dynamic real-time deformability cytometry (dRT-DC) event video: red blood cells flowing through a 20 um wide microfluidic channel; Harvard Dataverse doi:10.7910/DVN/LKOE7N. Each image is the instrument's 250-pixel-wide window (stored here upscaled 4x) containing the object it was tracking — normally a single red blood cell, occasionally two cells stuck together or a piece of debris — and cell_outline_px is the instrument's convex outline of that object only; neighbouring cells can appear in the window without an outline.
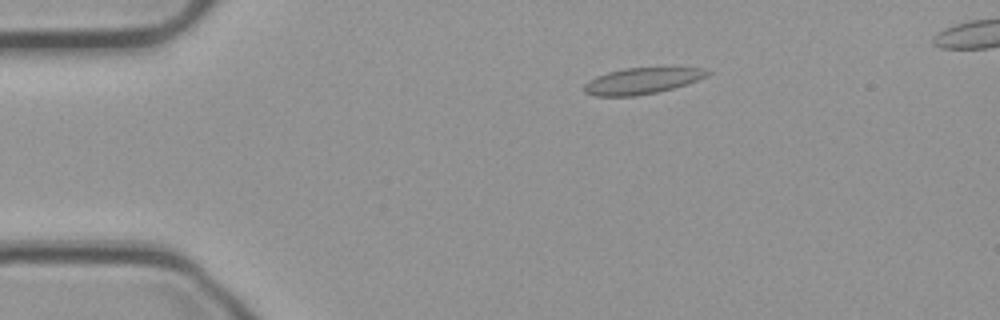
{"species": "common noctule bat (a hibernating species)", "species_latin": "Nyctalus noctula", "temperature_condition": "cold", "stored_images_in_passage": 54, "camera_frame_rate_fps": 3000, "um_per_image_px": 0.085, "animal": {"sex": "male", "body_mass_g": 23.1, "forearm_length_mm": 52.7}, "frame": {"image": 1, "passage_image": 10, "time_ms": 3.0, "image_size_px": [1000, 320], "cell_outline_px": [[712, 72], [708, 76], [688, 84], [656, 92], [636, 96], [592, 96], [584, 92], [584, 84], [588, 80], [596, 76], [608, 72], [624, 68], [668, 64], [704, 68]], "centroid_in_image_um": [54.67, 6.81], "position_along_channel_um": 30.3, "area_um2": 20.0}}
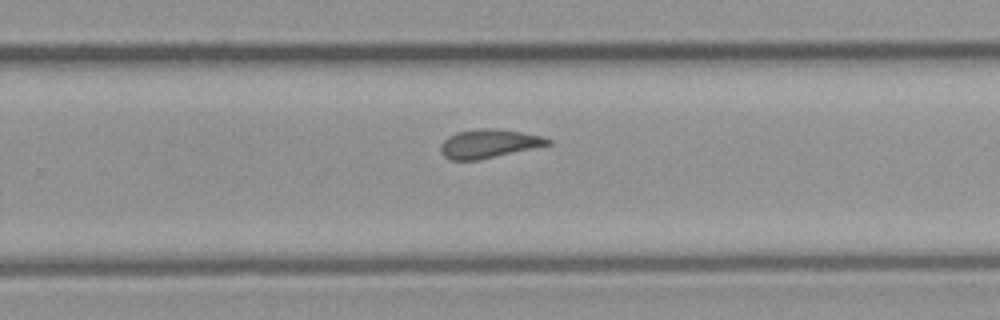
{"frame": {"image": 2, "passage_image": 35, "time_ms": 11.333, "image_size_px": [1000, 320], "cell_outline_px": [[552, 144], [476, 160], [452, 160], [444, 156], [440, 152], [440, 144], [448, 136], [456, 132], [480, 128], [496, 128], [520, 132], [540, 136], [552, 140]], "centroid_in_image_um": [41.51, 12.2], "position_along_channel_um": 288.3, "area_um2": 17.74}}
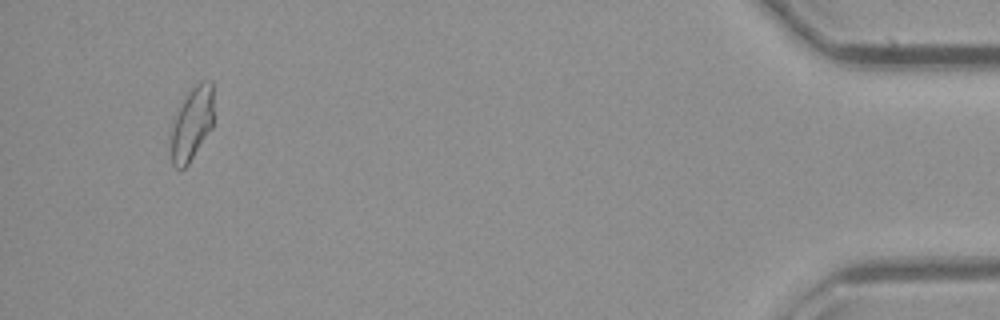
{"frame": {"image": 3, "passage_image": 52, "time_ms": 17.0, "image_size_px": [1000, 320], "cell_outline_px": [[212, 128], [188, 164], [184, 168], [176, 168], [172, 164], [172, 128], [176, 112], [188, 88], [200, 80], [212, 80]], "centroid_in_image_um": [16.31, 10.43], "position_along_channel_um": 418.9, "area_um2": 18.26}}